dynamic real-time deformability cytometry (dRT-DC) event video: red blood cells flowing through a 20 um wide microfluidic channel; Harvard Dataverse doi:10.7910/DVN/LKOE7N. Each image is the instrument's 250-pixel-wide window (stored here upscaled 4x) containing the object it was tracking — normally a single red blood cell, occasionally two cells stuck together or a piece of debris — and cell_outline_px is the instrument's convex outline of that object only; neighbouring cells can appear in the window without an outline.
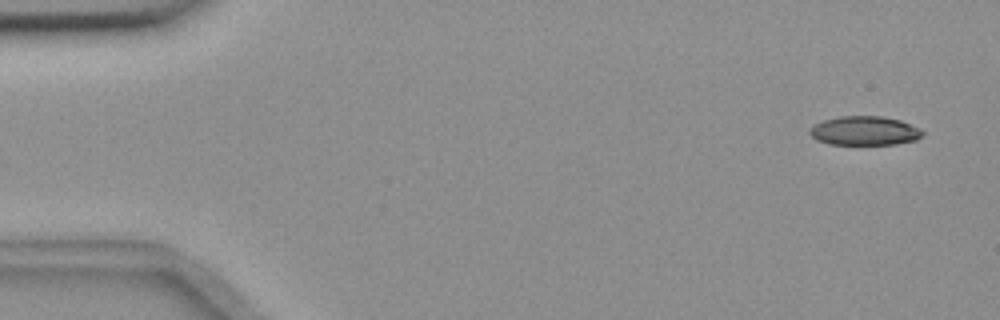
{"species": "common noctule bat (a hibernating species)", "species_latin": "Nyctalus noctula", "temperature_condition": "room temperature", "stored_images_in_passage": 5, "camera_frame_rate_fps": 3000, "um_per_image_px": 0.085, "animal": {"sex": "female", "body_mass_g": 18.4}, "frame": {"image": 1, "passage_image": 1, "time_ms": 0.0, "image_size_px": [1000, 320], "cell_outline_px": [[924, 136], [916, 140], [896, 144], [828, 144], [816, 140], [808, 132], [816, 124], [824, 120], [840, 116], [884, 116], [900, 120], [920, 128], [924, 132]], "centroid_in_image_um": [73.53, 11.12], "position_along_channel_um": 11.5, "area_um2": 19.13}}
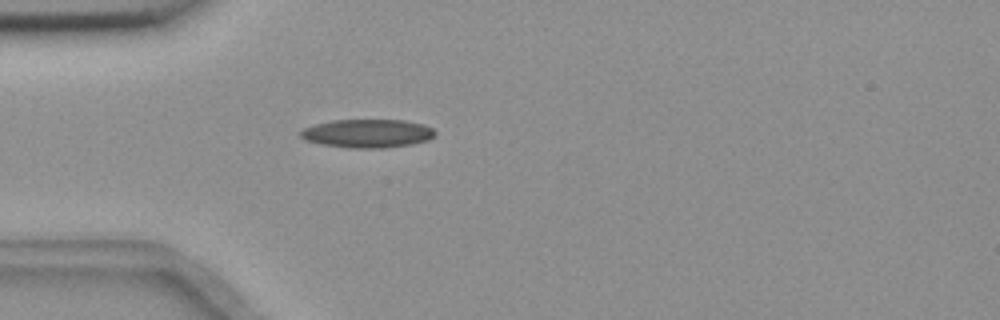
{"frame": {"image": 2, "passage_image": 5, "time_ms": 1.333, "image_size_px": [1000, 320], "cell_outline_px": [[436, 136], [428, 140], [412, 144], [384, 148], [352, 148], [320, 144], [304, 140], [300, 136], [300, 132], [304, 128], [316, 124], [332, 120], [404, 120], [424, 124], [432, 128], [436, 132]], "centroid_in_image_um": [31.26, 11.34], "position_along_channel_um": 53.7, "area_um2": 22.43}}